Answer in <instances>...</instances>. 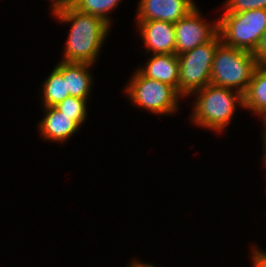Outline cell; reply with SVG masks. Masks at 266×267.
<instances>
[{
  "instance_id": "ffe728a7",
  "label": "cell",
  "mask_w": 266,
  "mask_h": 267,
  "mask_svg": "<svg viewBox=\"0 0 266 267\" xmlns=\"http://www.w3.org/2000/svg\"><path fill=\"white\" fill-rule=\"evenodd\" d=\"M52 14L73 5L74 0H51Z\"/></svg>"
},
{
  "instance_id": "7402d4cb",
  "label": "cell",
  "mask_w": 266,
  "mask_h": 267,
  "mask_svg": "<svg viewBox=\"0 0 266 267\" xmlns=\"http://www.w3.org/2000/svg\"><path fill=\"white\" fill-rule=\"evenodd\" d=\"M263 142H264V144H263V147H264V158H263V160H264V163H265V167H266V137L263 135Z\"/></svg>"
},
{
  "instance_id": "603a6c76",
  "label": "cell",
  "mask_w": 266,
  "mask_h": 267,
  "mask_svg": "<svg viewBox=\"0 0 266 267\" xmlns=\"http://www.w3.org/2000/svg\"><path fill=\"white\" fill-rule=\"evenodd\" d=\"M264 125H263V127H264V131H263V135L266 137V119L262 122Z\"/></svg>"
},
{
  "instance_id": "30bf717a",
  "label": "cell",
  "mask_w": 266,
  "mask_h": 267,
  "mask_svg": "<svg viewBox=\"0 0 266 267\" xmlns=\"http://www.w3.org/2000/svg\"><path fill=\"white\" fill-rule=\"evenodd\" d=\"M45 116L38 124L40 135L45 140L64 143L79 131L80 126L71 119V116L62 114L55 106L44 107Z\"/></svg>"
},
{
  "instance_id": "277c9868",
  "label": "cell",
  "mask_w": 266,
  "mask_h": 267,
  "mask_svg": "<svg viewBox=\"0 0 266 267\" xmlns=\"http://www.w3.org/2000/svg\"><path fill=\"white\" fill-rule=\"evenodd\" d=\"M266 29V9L224 13L218 18L221 41L228 46L253 52Z\"/></svg>"
},
{
  "instance_id": "5b68a950",
  "label": "cell",
  "mask_w": 266,
  "mask_h": 267,
  "mask_svg": "<svg viewBox=\"0 0 266 267\" xmlns=\"http://www.w3.org/2000/svg\"><path fill=\"white\" fill-rule=\"evenodd\" d=\"M218 33L211 41L178 55L179 94L187 97L210 84L213 57L221 43Z\"/></svg>"
},
{
  "instance_id": "4fadbf2b",
  "label": "cell",
  "mask_w": 266,
  "mask_h": 267,
  "mask_svg": "<svg viewBox=\"0 0 266 267\" xmlns=\"http://www.w3.org/2000/svg\"><path fill=\"white\" fill-rule=\"evenodd\" d=\"M243 108L266 119V65H258L243 94Z\"/></svg>"
},
{
  "instance_id": "9a60e30c",
  "label": "cell",
  "mask_w": 266,
  "mask_h": 267,
  "mask_svg": "<svg viewBox=\"0 0 266 267\" xmlns=\"http://www.w3.org/2000/svg\"><path fill=\"white\" fill-rule=\"evenodd\" d=\"M121 0H74L73 7L80 12L98 16L111 24L109 12L116 8Z\"/></svg>"
},
{
  "instance_id": "d6986e66",
  "label": "cell",
  "mask_w": 266,
  "mask_h": 267,
  "mask_svg": "<svg viewBox=\"0 0 266 267\" xmlns=\"http://www.w3.org/2000/svg\"><path fill=\"white\" fill-rule=\"evenodd\" d=\"M251 251H253L251 252L253 267H266V252L256 247Z\"/></svg>"
},
{
  "instance_id": "52a82bcc",
  "label": "cell",
  "mask_w": 266,
  "mask_h": 267,
  "mask_svg": "<svg viewBox=\"0 0 266 267\" xmlns=\"http://www.w3.org/2000/svg\"><path fill=\"white\" fill-rule=\"evenodd\" d=\"M176 44L175 54L180 55L211 41L218 32V20L210 24L196 7L187 16L174 23Z\"/></svg>"
},
{
  "instance_id": "44dd1931",
  "label": "cell",
  "mask_w": 266,
  "mask_h": 267,
  "mask_svg": "<svg viewBox=\"0 0 266 267\" xmlns=\"http://www.w3.org/2000/svg\"><path fill=\"white\" fill-rule=\"evenodd\" d=\"M132 263H130V265L128 267H155L152 264H148V263H141L140 261L138 262V260H134L131 261Z\"/></svg>"
},
{
  "instance_id": "ba28073f",
  "label": "cell",
  "mask_w": 266,
  "mask_h": 267,
  "mask_svg": "<svg viewBox=\"0 0 266 267\" xmlns=\"http://www.w3.org/2000/svg\"><path fill=\"white\" fill-rule=\"evenodd\" d=\"M196 7L192 0H139L136 20H157L174 24Z\"/></svg>"
},
{
  "instance_id": "ac0fdd59",
  "label": "cell",
  "mask_w": 266,
  "mask_h": 267,
  "mask_svg": "<svg viewBox=\"0 0 266 267\" xmlns=\"http://www.w3.org/2000/svg\"><path fill=\"white\" fill-rule=\"evenodd\" d=\"M252 53L256 58L258 65H266V29L261 35L259 42Z\"/></svg>"
},
{
  "instance_id": "7c38bea8",
  "label": "cell",
  "mask_w": 266,
  "mask_h": 267,
  "mask_svg": "<svg viewBox=\"0 0 266 267\" xmlns=\"http://www.w3.org/2000/svg\"><path fill=\"white\" fill-rule=\"evenodd\" d=\"M145 67L137 69L143 76L173 86L179 93V60L176 54H152Z\"/></svg>"
},
{
  "instance_id": "5bb4252c",
  "label": "cell",
  "mask_w": 266,
  "mask_h": 267,
  "mask_svg": "<svg viewBox=\"0 0 266 267\" xmlns=\"http://www.w3.org/2000/svg\"><path fill=\"white\" fill-rule=\"evenodd\" d=\"M43 82V96L41 99L44 107H54L70 96L69 91H67L66 81L56 68Z\"/></svg>"
},
{
  "instance_id": "7a4b0ae2",
  "label": "cell",
  "mask_w": 266,
  "mask_h": 267,
  "mask_svg": "<svg viewBox=\"0 0 266 267\" xmlns=\"http://www.w3.org/2000/svg\"><path fill=\"white\" fill-rule=\"evenodd\" d=\"M192 95L198 96L193 102L192 122L213 132H223L237 106L243 108V94L233 89L208 84Z\"/></svg>"
},
{
  "instance_id": "9c48e42d",
  "label": "cell",
  "mask_w": 266,
  "mask_h": 267,
  "mask_svg": "<svg viewBox=\"0 0 266 267\" xmlns=\"http://www.w3.org/2000/svg\"><path fill=\"white\" fill-rule=\"evenodd\" d=\"M135 22L147 47L146 53L175 54L176 36L173 23L157 20Z\"/></svg>"
},
{
  "instance_id": "e0dca14e",
  "label": "cell",
  "mask_w": 266,
  "mask_h": 267,
  "mask_svg": "<svg viewBox=\"0 0 266 267\" xmlns=\"http://www.w3.org/2000/svg\"><path fill=\"white\" fill-rule=\"evenodd\" d=\"M253 9H266V0H227L224 13H240Z\"/></svg>"
},
{
  "instance_id": "8fae6325",
  "label": "cell",
  "mask_w": 266,
  "mask_h": 267,
  "mask_svg": "<svg viewBox=\"0 0 266 267\" xmlns=\"http://www.w3.org/2000/svg\"><path fill=\"white\" fill-rule=\"evenodd\" d=\"M92 64L60 61L56 69L66 81L67 91L71 97L89 99L92 87V75L89 71Z\"/></svg>"
},
{
  "instance_id": "2e32d148",
  "label": "cell",
  "mask_w": 266,
  "mask_h": 267,
  "mask_svg": "<svg viewBox=\"0 0 266 267\" xmlns=\"http://www.w3.org/2000/svg\"><path fill=\"white\" fill-rule=\"evenodd\" d=\"M87 99L76 98V97H67L62 102H59L55 107L66 114L71 116V119L74 120L80 127L86 119L87 115Z\"/></svg>"
},
{
  "instance_id": "6da1fadb",
  "label": "cell",
  "mask_w": 266,
  "mask_h": 267,
  "mask_svg": "<svg viewBox=\"0 0 266 267\" xmlns=\"http://www.w3.org/2000/svg\"><path fill=\"white\" fill-rule=\"evenodd\" d=\"M53 15L60 23L71 22L61 61L94 64L111 25L104 19L80 12L73 6L59 10Z\"/></svg>"
},
{
  "instance_id": "8992f818",
  "label": "cell",
  "mask_w": 266,
  "mask_h": 267,
  "mask_svg": "<svg viewBox=\"0 0 266 267\" xmlns=\"http://www.w3.org/2000/svg\"><path fill=\"white\" fill-rule=\"evenodd\" d=\"M128 83L125 92L131 102L152 114L169 115L179 108L182 96L169 84L145 77L138 70Z\"/></svg>"
},
{
  "instance_id": "3957f363",
  "label": "cell",
  "mask_w": 266,
  "mask_h": 267,
  "mask_svg": "<svg viewBox=\"0 0 266 267\" xmlns=\"http://www.w3.org/2000/svg\"><path fill=\"white\" fill-rule=\"evenodd\" d=\"M257 66L252 52L221 42L214 53L210 84L244 94Z\"/></svg>"
}]
</instances>
